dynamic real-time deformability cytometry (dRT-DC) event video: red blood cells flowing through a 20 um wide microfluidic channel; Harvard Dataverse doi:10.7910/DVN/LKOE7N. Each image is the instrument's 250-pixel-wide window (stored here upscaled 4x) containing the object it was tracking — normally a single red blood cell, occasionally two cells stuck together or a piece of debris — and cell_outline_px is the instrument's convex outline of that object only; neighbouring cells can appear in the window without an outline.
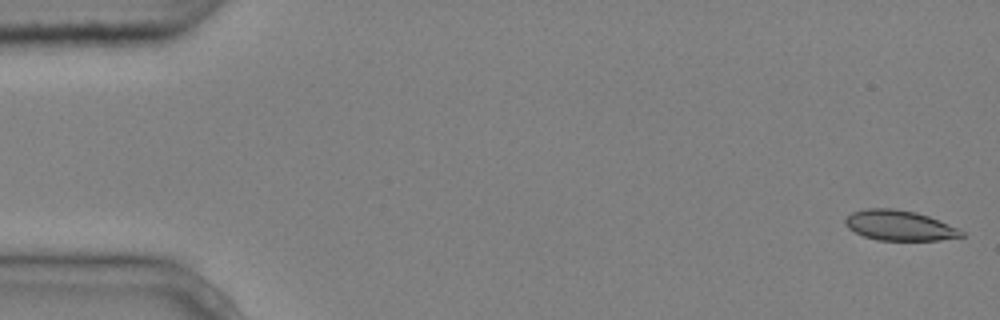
{"species": "common noctule bat (a hibernating species)", "species_latin": "Nyctalus noctula", "temperature_condition": "cold", "stored_images_in_passage": 5, "camera_frame_rate_fps": 3000, "um_per_image_px": 0.085, "animal": {"sex": "male", "body_mass_g": 20.4}, "frame": {"image": 1, "passage_image": 1, "time_ms": 0.0, "image_size_px": [1000, 320], "cell_outline_px": [[964, 236], [940, 240], [876, 240], [864, 236], [848, 228], [844, 224], [844, 220], [852, 212], [868, 208], [892, 208], [916, 212], [928, 216], [948, 224], [964, 232]], "centroid_in_image_um": [76.42, 19.16], "position_along_channel_um": 8.6, "area_um2": 20.29}}
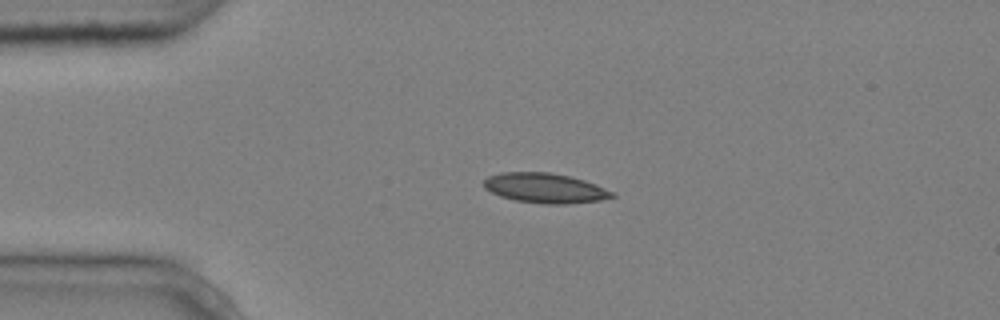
{"frame": {"image": 2, "passage_image": 4, "time_ms": 1.0, "image_size_px": [1000, 320], "cell_outline_px": [[616, 196], [600, 200], [568, 204], [544, 204], [516, 200], [500, 196], [484, 188], [484, 180], [488, 176], [500, 172], [548, 172], [568, 176], [584, 180], [596, 184], [616, 192]], "centroid_in_image_um": [46.35, 15.99], "position_along_channel_um": 38.6, "area_um2": 22.37}}